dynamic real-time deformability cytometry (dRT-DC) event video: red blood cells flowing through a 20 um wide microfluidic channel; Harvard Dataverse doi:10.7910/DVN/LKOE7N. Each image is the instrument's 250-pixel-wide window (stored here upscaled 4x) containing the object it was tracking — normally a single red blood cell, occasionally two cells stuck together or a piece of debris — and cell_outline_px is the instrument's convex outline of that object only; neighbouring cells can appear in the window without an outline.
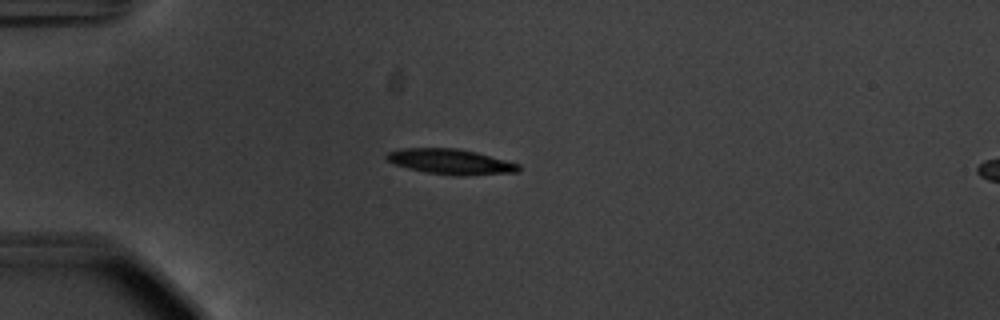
{"species": "common noctule bat (a hibernating species)", "species_latin": "Nyctalus noctula", "temperature_condition": "warm", "stored_images_in_passage": 41, "camera_frame_rate_fps": 3000, "um_per_image_px": 0.085, "animal": {"sex": "male", "body_mass_g": 20.1, "forearm_length_mm": 53.5}, "frame": {"image": 1, "passage_image": 1, "time_ms": 0.0, "image_size_px": [1000, 320], "cell_outline_px": [[520, 168], [516, 172], [464, 176], [452, 176], [424, 172], [408, 168], [396, 164], [388, 160], [384, 156], [388, 152], [400, 148], [456, 148], [476, 152], [520, 164]], "centroid_in_image_um": [38.29, 13.75], "position_along_channel_um": 46.7, "area_um2": 19.48}}
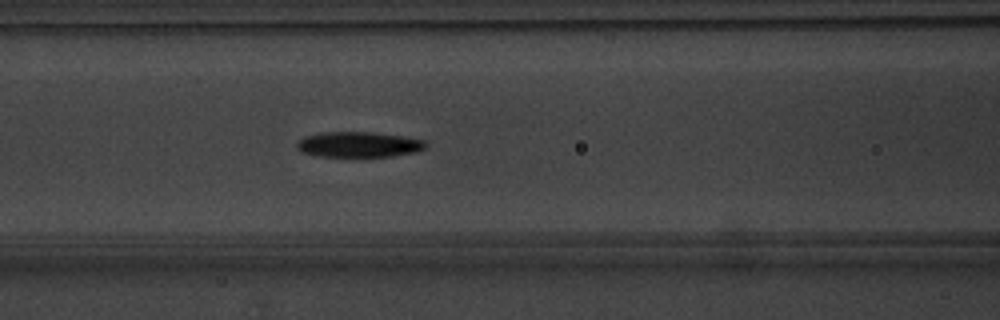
{"frame": {"image": 2, "passage_image": 10, "time_ms": 3.0, "image_size_px": [1000, 320], "cell_outline_px": [[428, 148], [416, 152], [392, 156], [320, 156], [300, 152], [296, 148], [296, 144], [304, 136], [320, 132], [372, 132], [400, 136], [424, 140], [428, 144]], "centroid_in_image_um": [30.49, 12.28], "position_along_channel_um": 136.1, "area_um2": 19.13}}
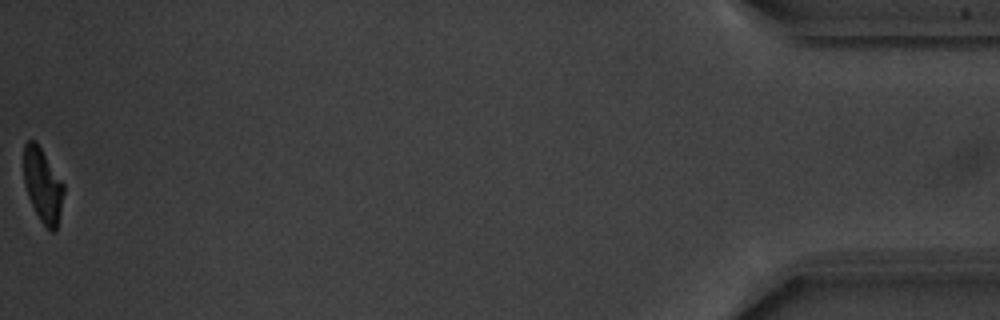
{"frame": {"image": 3, "passage_image": 41, "time_ms": 13.333, "image_size_px": [1000, 320], "cell_outline_px": [[64, 192], [56, 232], [52, 232], [40, 220], [28, 196], [24, 184], [24, 144], [28, 140], [36, 140], [64, 184]], "centroid_in_image_um": [3.63, 15.73], "position_along_channel_um": 431.6, "area_um2": 17.11}, "authors_computed_cell_mechanics": {"area_um2": 19.363, "velocity_mm_per_s": 3.7314, "shape_relaxation_time_tau1_ms": 1.9006, "shape_relaxation_time_tau2_ms": 5.9019, "deformation_change_tau1": 0.1722, "deformation_change_tau2": 0.1417}}